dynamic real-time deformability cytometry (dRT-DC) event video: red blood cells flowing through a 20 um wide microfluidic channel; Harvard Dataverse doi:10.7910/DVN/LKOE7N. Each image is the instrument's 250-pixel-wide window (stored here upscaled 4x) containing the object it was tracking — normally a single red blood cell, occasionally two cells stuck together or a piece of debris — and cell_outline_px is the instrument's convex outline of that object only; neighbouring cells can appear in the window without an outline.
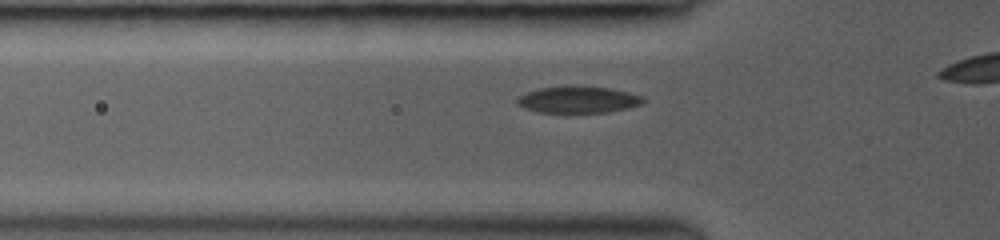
{"species": "common noctule bat (a hibernating species)", "species_latin": "Nyctalus noctula", "temperature_condition": "room temperature", "stored_images_in_passage": 11, "camera_frame_rate_fps": 3000, "um_per_image_px": 0.085, "animal": {"sex": "female", "body_mass_g": 19.0, "forearm_length_mm": 53.3}, "frame": {"image": 1, "passage_image": 4, "time_ms": 0.667, "image_size_px": [1000, 240], "cell_outline_px": [[644, 104], [628, 108], [608, 112], [536, 112], [524, 108], [516, 104], [516, 96], [540, 88], [608, 88], [628, 92], [644, 96]], "centroid_in_image_um": [49.15, 8.51], "position_along_channel_um": 76.7, "area_um2": 19.02}}
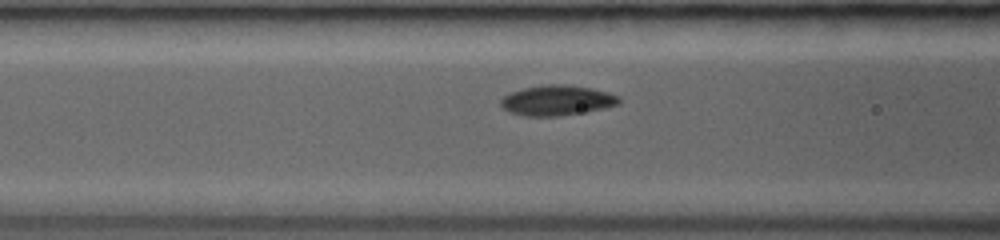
{"frame": {"image": 2, "passage_image": 8, "time_ms": 1.667, "image_size_px": [1000, 240], "cell_outline_px": [[620, 104], [604, 108], [584, 112], [560, 116], [524, 116], [508, 112], [500, 104], [500, 100], [504, 96], [512, 92], [524, 88], [548, 84], [564, 84], [592, 88], [608, 92], [620, 96]], "centroid_in_image_um": [47.36, 8.53], "position_along_channel_um": 119.2, "area_um2": 20.87}}